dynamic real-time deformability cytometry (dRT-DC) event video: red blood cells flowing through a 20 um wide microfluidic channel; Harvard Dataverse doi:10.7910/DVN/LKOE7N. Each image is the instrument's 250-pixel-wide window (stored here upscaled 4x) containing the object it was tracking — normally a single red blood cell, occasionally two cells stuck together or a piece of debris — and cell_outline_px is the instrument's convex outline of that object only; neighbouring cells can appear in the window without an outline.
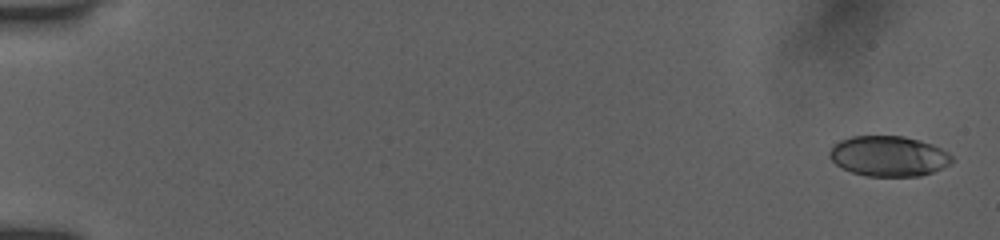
{"species": "human", "species_latin": "Homo sapiens", "temperature_condition": "room temperature", "stored_images_in_passage": 54, "camera_frame_rate_fps": 3000, "um_per_image_px": 0.085, "donor": {"sex": "female"}, "frame": {"image": 1, "passage_image": 2, "time_ms": 0.333, "image_size_px": [1000, 240], "cell_outline_px": [[952, 160], [948, 164], [932, 172], [920, 176], [864, 176], [840, 168], [828, 156], [828, 152], [832, 144], [840, 140], [852, 136], [904, 136], [920, 140], [932, 144], [948, 152], [952, 156]], "centroid_in_image_um": [75.48, 13.26], "position_along_channel_um": 9.5, "area_um2": 28.9}}
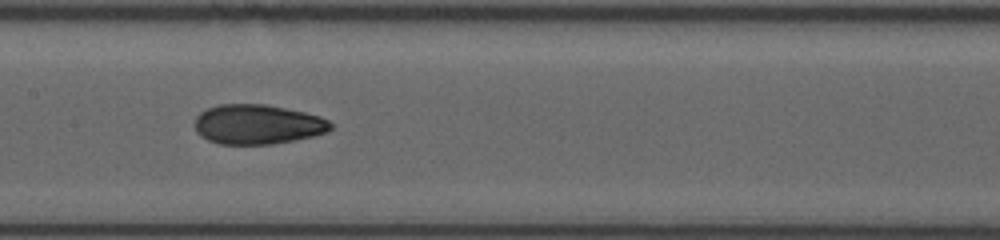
{"frame": {"image": 2, "passage_image": 29, "time_ms": 9.333, "image_size_px": [1000, 240], "cell_outline_px": [[332, 128], [328, 132], [312, 136], [272, 144], [220, 144], [208, 140], [200, 136], [196, 132], [196, 116], [200, 112], [208, 108], [220, 104], [264, 104], [304, 112], [320, 116], [328, 120], [332, 124]], "centroid_in_image_um": [21.89, 10.57], "position_along_channel_um": 185.5, "area_um2": 31.33}}
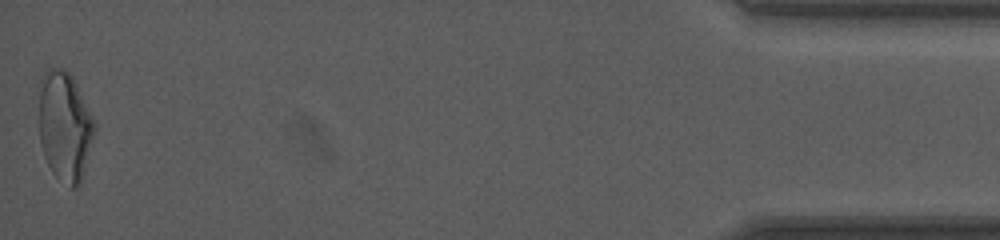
{"frame": {"image": 3, "passage_image": 54, "time_ms": 17.667, "image_size_px": [1000, 240], "cell_outline_px": [[96, 128], [80, 184], [76, 188], [72, 188], [56, 176], [52, 172], [44, 156], [40, 144], [40, 80], [44, 72], [48, 68], [64, 68], [72, 76], [96, 124]], "centroid_in_image_um": [5.5, 10.72], "position_along_channel_um": 429.7, "area_um2": 35.14}, "authors_computed_cell_mechanics": {"area_um2": 30.6918, "velocity_mm_per_s": 3.923, "shape_relaxation_time_tau1_ms": null, "shape_relaxation_time_tau2_ms": 1.8157, "deformation_change_tau1": null, "deformation_change_tau2": 0.0755}}